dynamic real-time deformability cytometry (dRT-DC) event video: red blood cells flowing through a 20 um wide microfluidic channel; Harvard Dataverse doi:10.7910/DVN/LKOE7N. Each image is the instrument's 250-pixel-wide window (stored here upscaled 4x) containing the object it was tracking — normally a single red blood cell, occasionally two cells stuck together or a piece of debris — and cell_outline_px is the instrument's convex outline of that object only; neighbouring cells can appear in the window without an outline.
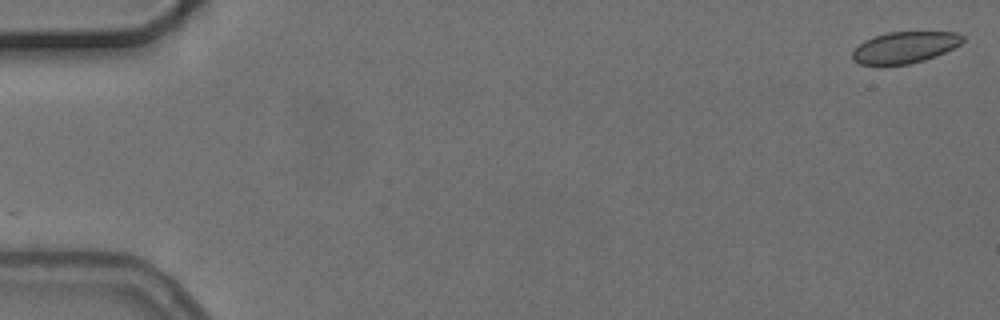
{"species": "common noctule bat (a hibernating species)", "species_latin": "Nyctalus noctula", "temperature_condition": "cold", "stored_images_in_passage": 2, "camera_frame_rate_fps": 3000, "um_per_image_px": 0.085, "animal": {"sex": "female", "body_mass_g": 24.6, "forearm_length_mm": 56.2}, "frame": {"image": 1, "passage_image": 2, "time_ms": 1.333, "image_size_px": [1000, 320], "cell_outline_px": [[964, 40], [960, 44], [936, 56], [924, 60], [908, 64], [860, 64], [852, 60], [852, 52], [864, 40], [872, 36], [888, 32], [956, 32], [964, 36]], "centroid_in_image_um": [76.9, 4.01], "position_along_channel_um": 8.1, "area_um2": 20.06}}